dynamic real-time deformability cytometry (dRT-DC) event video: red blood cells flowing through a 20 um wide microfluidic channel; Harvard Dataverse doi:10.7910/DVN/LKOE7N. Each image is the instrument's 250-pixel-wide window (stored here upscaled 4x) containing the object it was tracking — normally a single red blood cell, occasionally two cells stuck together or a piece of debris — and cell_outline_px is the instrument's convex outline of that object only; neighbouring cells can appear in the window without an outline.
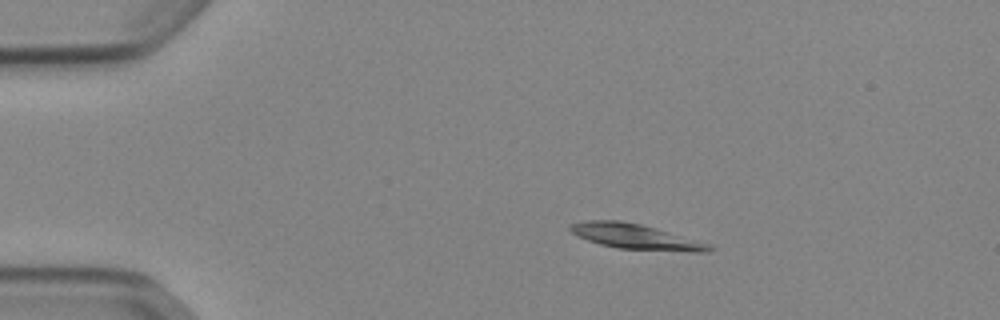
{"species": "Egyptian fruit bat (a non-hibernating species)", "species_latin": "Rousettus aegyptiacus", "temperature_condition": "cold", "stored_images_in_passage": 44, "camera_frame_rate_fps": 3000, "um_per_image_px": 0.085, "animal": {"sex": "female"}, "frame": {"image": 1, "passage_image": 1, "time_ms": 0.0, "image_size_px": [1000, 320], "cell_outline_px": [[716, 248], [712, 252], [692, 252], [616, 248], [600, 244], [576, 236], [568, 228], [568, 224], [584, 220], [620, 220], [640, 224], [656, 228], [712, 244]], "centroid_in_image_um": [54.05, 20.11], "position_along_channel_um": 30.9, "area_um2": 20.69}}
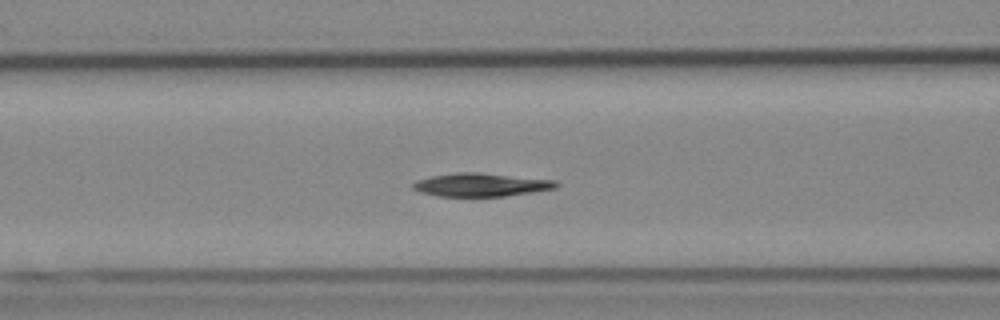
{"frame": {"image": 2, "passage_image": 13, "time_ms": 4.0, "image_size_px": [1000, 320], "cell_outline_px": [[560, 184], [556, 188], [532, 192], [504, 196], [440, 196], [420, 192], [412, 188], [412, 184], [416, 180], [432, 176], [456, 172], [476, 172], [556, 180]], "centroid_in_image_um": [40.89, 15.7], "position_along_channel_um": 125.7, "area_um2": 19.36}}
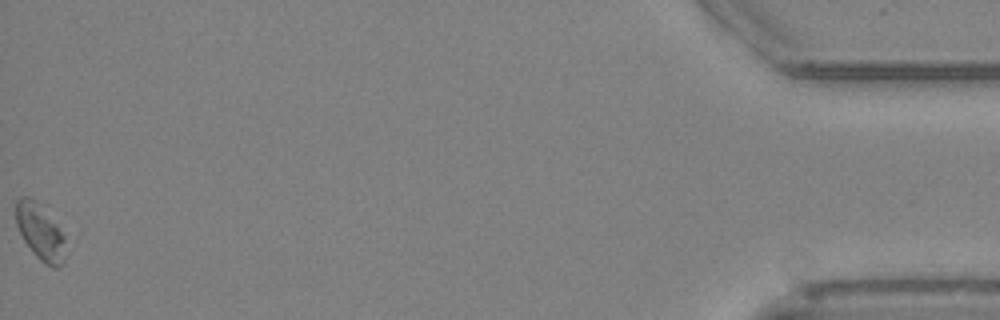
{"frame": {"image": 3, "passage_image": 44, "time_ms": 14.333, "image_size_px": [1000, 320], "cell_outline_px": [[64, 260], [56, 268], [52, 268], [44, 264], [36, 256], [24, 240], [16, 224], [16, 200], [20, 196], [28, 196], [36, 200], [56, 224], [64, 236]], "centroid_in_image_um": [3.39, 19.7], "position_along_channel_um": 431.8, "area_um2": 15.9}, "authors_computed_cell_mechanics": {"area_um2": 19.0162, "velocity_mm_per_s": 3.8449, "shape_relaxation_time_tau1_ms": 6.5522, "shape_relaxation_time_tau2_ms": null, "deformation_change_tau1": 0.1418, "deformation_change_tau2": null}}